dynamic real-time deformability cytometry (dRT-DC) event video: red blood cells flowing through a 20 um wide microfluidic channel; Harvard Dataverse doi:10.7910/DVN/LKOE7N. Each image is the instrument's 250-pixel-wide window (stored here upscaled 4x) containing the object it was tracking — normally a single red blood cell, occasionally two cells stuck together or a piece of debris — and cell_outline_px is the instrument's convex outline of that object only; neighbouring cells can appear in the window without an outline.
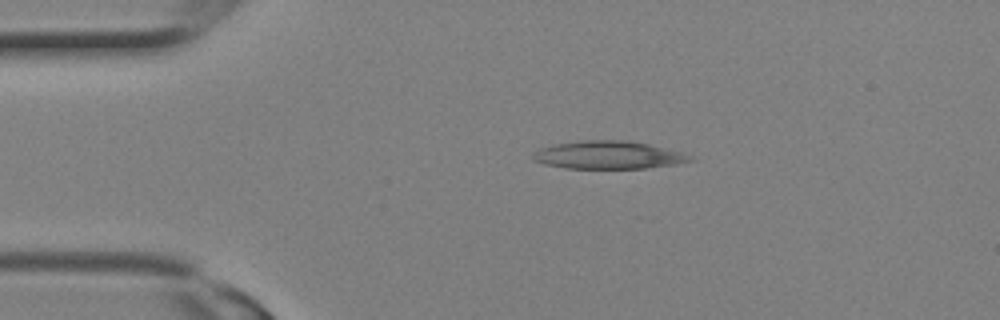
{"species": "Egyptian fruit bat (a non-hibernating species)", "species_latin": "Rousettus aegyptiacus", "temperature_condition": "room temperature", "stored_images_in_passage": 2, "camera_frame_rate_fps": 3000, "um_per_image_px": 0.085, "animal": {"sex": "female"}, "frame": {"image": 1, "passage_image": 2, "time_ms": 0.333, "image_size_px": [1000, 320], "cell_outline_px": [[696, 160], [676, 164], [648, 168], [564, 168], [544, 164], [532, 160], [532, 156], [540, 148], [552, 144], [580, 140], [628, 140], [648, 144], [680, 152], [692, 156]], "centroid_in_image_um": [51.69, 13.17], "position_along_channel_um": 33.3, "area_um2": 25.61}}